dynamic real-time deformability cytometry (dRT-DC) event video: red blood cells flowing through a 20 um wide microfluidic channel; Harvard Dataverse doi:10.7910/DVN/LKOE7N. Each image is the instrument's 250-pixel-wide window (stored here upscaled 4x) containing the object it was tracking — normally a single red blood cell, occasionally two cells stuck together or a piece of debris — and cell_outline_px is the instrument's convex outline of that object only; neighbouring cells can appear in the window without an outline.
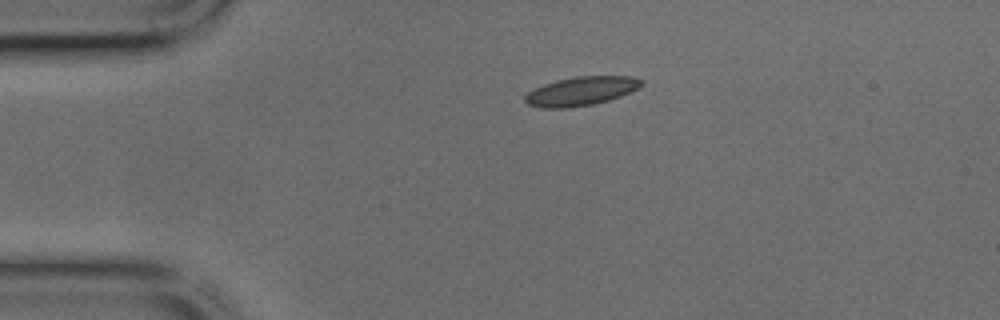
{"species": "common noctule bat (a hibernating species)", "species_latin": "Nyctalus noctula", "temperature_condition": "cold", "stored_images_in_passage": 36, "camera_frame_rate_fps": 3000, "um_per_image_px": 0.085, "animal": {"sex": "male", "body_mass_g": 17.9, "forearm_length_mm": 54.2}, "frame": {"image": 1, "passage_image": 1, "time_ms": 0.0, "image_size_px": [1000, 320], "cell_outline_px": [[644, 84], [620, 96], [608, 100], [592, 104], [564, 108], [544, 108], [528, 104], [524, 100], [524, 96], [528, 92], [544, 84], [556, 80], [576, 76], [632, 76], [644, 80]], "centroid_in_image_um": [49.39, 7.73], "position_along_channel_um": 35.6, "area_um2": 19.36}}
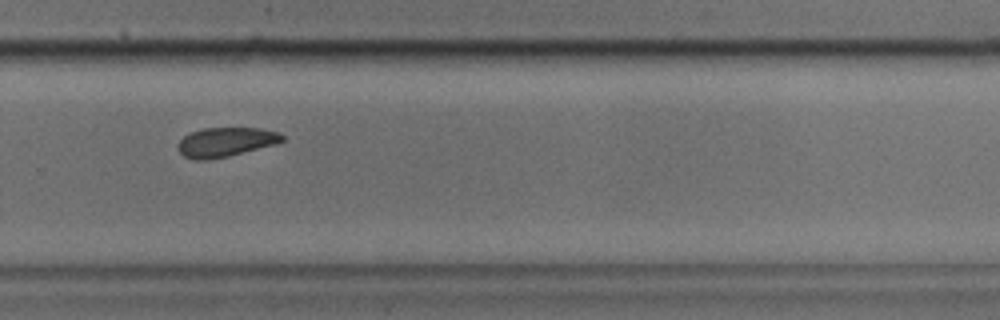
{"frame": {"image": 2, "passage_image": 22, "time_ms": 7.0, "image_size_px": [1000, 320], "cell_outline_px": [[284, 140], [276, 144], [228, 156], [208, 160], [196, 160], [184, 156], [180, 152], [180, 140], [184, 136], [192, 132], [204, 128], [260, 128], [280, 132], [284, 136]], "centroid_in_image_um": [19.23, 12.07], "position_along_channel_um": 310.6, "area_um2": 17.63}}
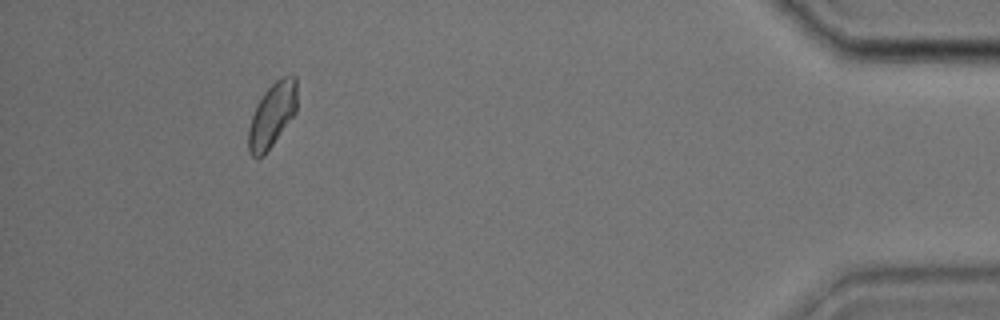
{"frame": {"image": 3, "passage_image": 33, "time_ms": 10.667, "image_size_px": [1000, 320], "cell_outline_px": [[296, 112], [264, 156], [256, 160], [248, 152], [248, 128], [256, 104], [264, 92], [276, 80], [284, 76], [296, 76]], "centroid_in_image_um": [23.1, 9.82], "position_along_channel_um": 412.1, "area_um2": 18.21}}